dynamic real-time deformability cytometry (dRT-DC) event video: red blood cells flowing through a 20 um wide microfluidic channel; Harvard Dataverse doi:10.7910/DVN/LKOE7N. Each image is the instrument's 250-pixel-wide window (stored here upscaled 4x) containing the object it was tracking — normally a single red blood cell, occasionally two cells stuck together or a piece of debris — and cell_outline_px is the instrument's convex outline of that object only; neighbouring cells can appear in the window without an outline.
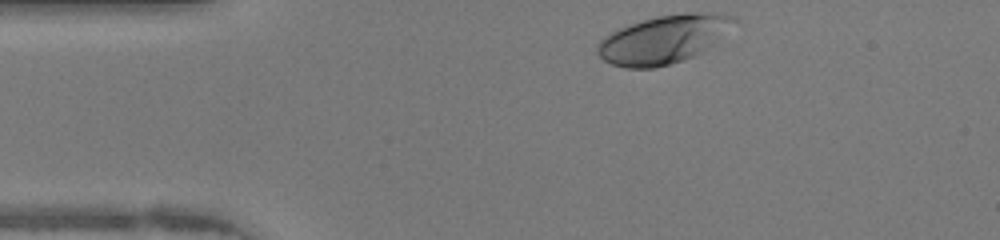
{"species": "human", "species_latin": "Homo sapiens", "temperature_condition": "warm", "stored_images_in_passage": 31, "camera_frame_rate_fps": 3000, "um_per_image_px": 0.085, "donor": {"sex": "female"}, "frame": {"image": 1, "passage_image": 1, "time_ms": 0.0, "image_size_px": [1000, 240], "cell_outline_px": [[740, 24], [704, 52], [656, 68], [624, 68], [612, 64], [604, 60], [596, 52], [596, 44], [604, 36], [620, 28], [656, 16], [684, 12], [716, 12], [732, 16], [740, 20]], "centroid_in_image_um": [56.5, 3.32], "position_along_channel_um": 28.5, "area_um2": 38.96}}
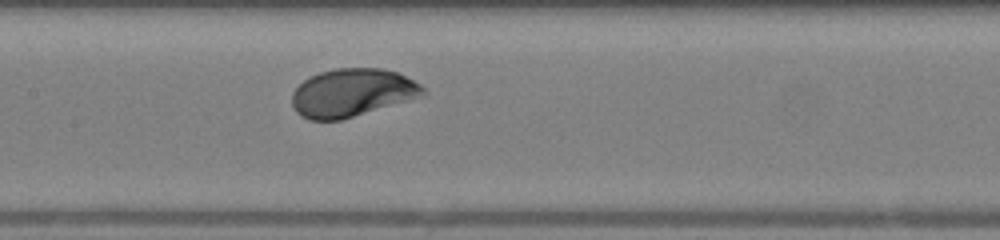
{"frame": {"image": 2, "passage_image": 15, "time_ms": 4.667, "image_size_px": [1000, 240], "cell_outline_px": [[428, 92], [408, 100], [340, 120], [308, 120], [300, 116], [296, 112], [292, 104], [292, 92], [304, 80], [320, 72], [336, 68], [384, 68], [396, 72], [420, 84]], "centroid_in_image_um": [29.89, 7.88], "position_along_channel_um": 177.5, "area_um2": 36.3}}
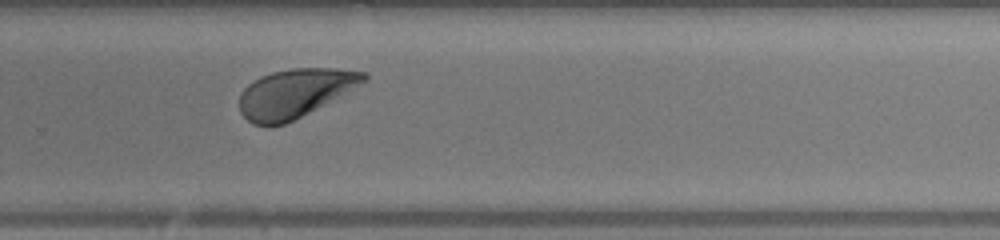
{"frame": {"image": 3, "passage_image": 24, "time_ms": 7.667, "image_size_px": [1000, 240], "cell_outline_px": [[368, 80], [308, 112], [284, 124], [272, 128], [268, 128], [252, 124], [240, 112], [240, 92], [248, 84], [260, 76], [272, 72], [292, 68], [336, 68], [368, 72]], "centroid_in_image_um": [25.02, 7.92], "position_along_channel_um": 304.8, "area_um2": 35.14}, "authors_computed_cell_mechanics": {"area_um2": 36.0672, "velocity_mm_per_s": 4.2579, "shape_relaxation_time_tau1_ms": 1.594, "shape_relaxation_time_tau2_ms": null, "deformation_change_tau1": 0.1364, "deformation_change_tau2": null}}